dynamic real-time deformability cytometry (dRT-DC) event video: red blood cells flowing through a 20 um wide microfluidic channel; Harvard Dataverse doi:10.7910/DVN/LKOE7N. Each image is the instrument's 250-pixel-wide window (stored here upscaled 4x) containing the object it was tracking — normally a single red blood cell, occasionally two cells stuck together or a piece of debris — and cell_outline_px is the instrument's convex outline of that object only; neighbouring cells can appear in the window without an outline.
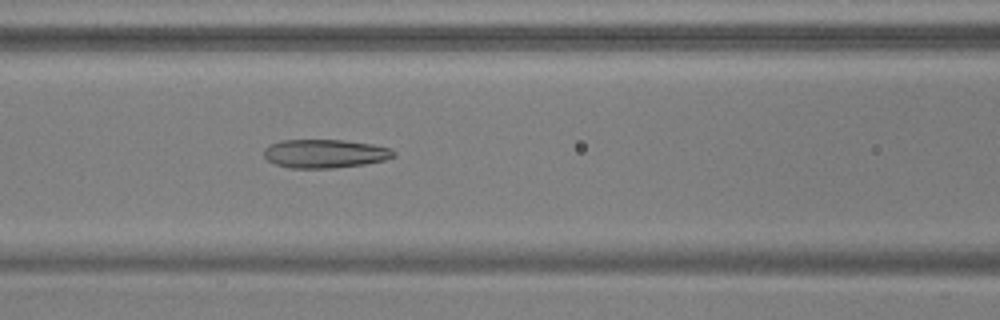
{"species": "common noctule bat (a hibernating species)", "species_latin": "Nyctalus noctula", "temperature_condition": "warm", "stored_images_in_passage": 53, "camera_frame_rate_fps": 3000, "um_per_image_px": 0.085, "animal": {"sex": "male", "body_mass_g": 17.9, "forearm_length_mm": 54.2}, "frame": {"image": 1, "passage_image": 23, "time_ms": 7.333, "image_size_px": [1000, 320], "cell_outline_px": [[396, 156], [384, 160], [364, 164], [332, 168], [292, 168], [276, 164], [268, 160], [264, 156], [264, 148], [280, 140], [344, 140], [372, 144], [392, 148], [396, 152]], "centroid_in_image_um": [27.65, 13.05], "position_along_channel_um": 139.0, "area_um2": 21.62}}
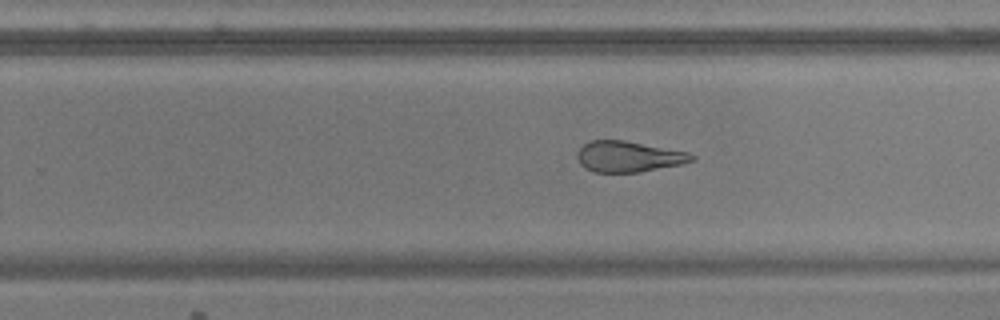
{"frame": {"image": 2, "passage_image": 34, "time_ms": 11.0, "image_size_px": [1000, 320], "cell_outline_px": [[696, 156], [692, 160], [680, 164], [640, 172], [592, 172], [584, 168], [580, 164], [576, 156], [576, 152], [584, 144], [592, 140], [624, 140], [688, 152]], "centroid_in_image_um": [53.37, 13.31], "position_along_channel_um": 276.4, "area_um2": 20.52}}
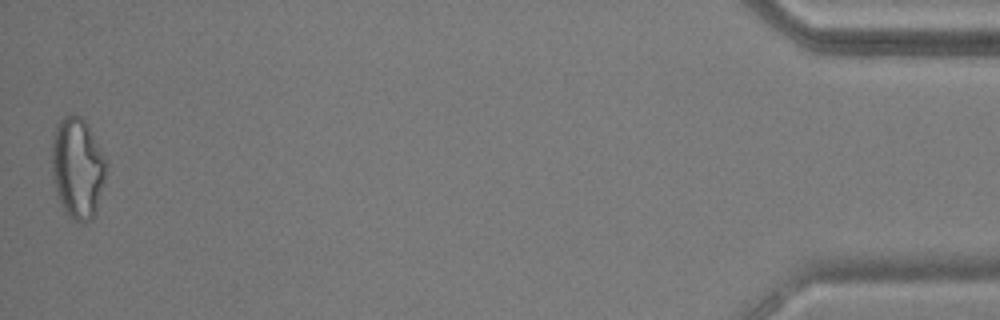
{"frame": {"image": 3, "passage_image": 53, "time_ms": 17.333, "image_size_px": [1000, 320], "cell_outline_px": [[104, 180], [96, 212], [92, 220], [72, 220], [68, 216], [60, 204], [56, 196], [52, 176], [52, 140], [56, 124], [64, 116], [72, 112], [80, 116], [84, 120], [104, 156]], "centroid_in_image_um": [6.54, 14.27], "position_along_channel_um": 428.7, "area_um2": 31.67}, "authors_computed_cell_mechanics": {"area_um2": 24.2182, "velocity_mm_per_s": 3.7574, "shape_relaxation_time_tau1_ms": null, "shape_relaxation_time_tau2_ms": 2.9767, "deformation_change_tau1": null, "deformation_change_tau2": 0.1239}}